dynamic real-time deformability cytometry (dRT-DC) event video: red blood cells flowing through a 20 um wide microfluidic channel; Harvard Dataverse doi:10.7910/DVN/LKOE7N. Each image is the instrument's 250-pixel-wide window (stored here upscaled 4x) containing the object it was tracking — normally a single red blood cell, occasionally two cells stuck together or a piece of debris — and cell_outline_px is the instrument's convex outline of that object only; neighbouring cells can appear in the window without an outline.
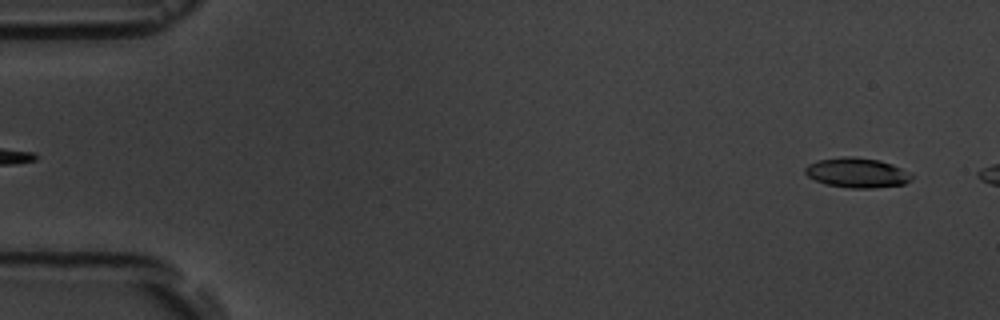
{"species": "common noctule bat (a hibernating species)", "species_latin": "Nyctalus noctula", "temperature_condition": "room temperature", "stored_images_in_passage": 6, "camera_frame_rate_fps": 3000, "um_per_image_px": 0.085, "animal": {"sex": "male", "body_mass_g": 19.5, "forearm_length_mm": 54.6}, "frame": {"image": 1, "passage_image": 6, "time_ms": 6.0, "image_size_px": [1000, 320], "cell_outline_px": [[912, 180], [904, 184], [872, 188], [852, 188], [824, 184], [808, 176], [804, 172], [804, 168], [808, 164], [820, 160], [844, 156], [856, 156], [880, 160], [892, 164], [912, 172]], "centroid_in_image_um": [72.88, 14.68], "position_along_channel_um": 12.1, "area_um2": 18.67}}